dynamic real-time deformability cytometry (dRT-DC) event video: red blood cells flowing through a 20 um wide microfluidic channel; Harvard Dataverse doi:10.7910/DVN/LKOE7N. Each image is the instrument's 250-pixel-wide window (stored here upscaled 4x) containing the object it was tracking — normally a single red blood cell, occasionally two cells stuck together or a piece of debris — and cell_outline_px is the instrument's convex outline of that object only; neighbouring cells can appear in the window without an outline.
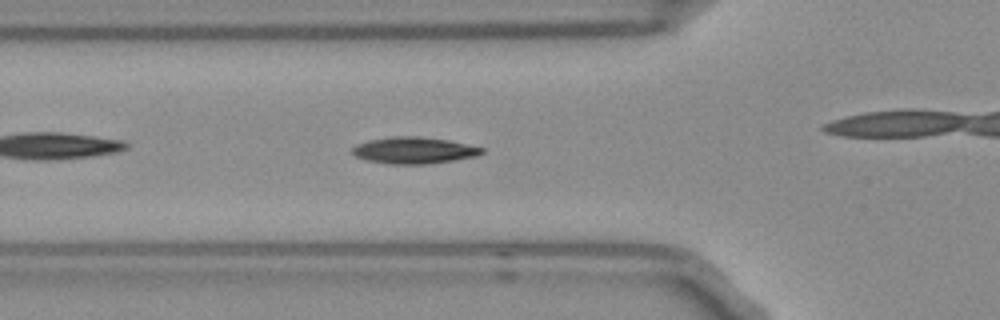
{"species": "Egyptian fruit bat (a non-hibernating species)", "species_latin": "Rousettus aegyptiacus", "temperature_condition": "room temperature", "stored_images_in_passage": 43, "camera_frame_rate_fps": 3000, "um_per_image_px": 0.085, "frame": {"image": 1, "passage_image": 7, "time_ms": 2.0, "image_size_px": [1000, 320], "cell_outline_px": [[484, 152], [476, 156], [452, 160], [424, 164], [388, 164], [368, 160], [356, 156], [352, 152], [352, 148], [356, 144], [368, 140], [392, 136], [416, 136], [448, 140], [484, 148]], "centroid_in_image_um": [35.16, 12.77], "position_along_channel_um": 90.6, "area_um2": 19.88}, "authors_computed_cell_mechanics": {"area_um2": 18.9584, "velocity_mm_per_s": 3.7427, "shape_relaxation_time_tau1_ms": 10.2595, "shape_relaxation_time_tau2_ms": null, "deformation_change_tau1": 0.2129, "deformation_change_tau2": null}}